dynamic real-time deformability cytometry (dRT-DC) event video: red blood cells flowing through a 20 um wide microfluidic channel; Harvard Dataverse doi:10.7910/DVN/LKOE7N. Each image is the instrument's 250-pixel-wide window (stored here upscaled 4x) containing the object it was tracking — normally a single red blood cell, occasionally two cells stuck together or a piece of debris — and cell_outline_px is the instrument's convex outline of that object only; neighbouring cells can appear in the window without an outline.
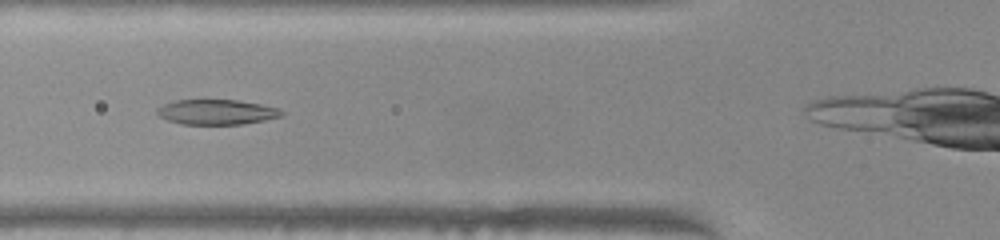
{"species": "common noctule bat (a hibernating species)", "species_latin": "Nyctalus noctula", "temperature_condition": "warm", "stored_images_in_passage": 8, "camera_frame_rate_fps": 3000, "um_per_image_px": 0.085, "animal": {"sex": "female", "body_mass_g": 22.0, "forearm_length_mm": 56.7}, "frame": {"image": 1, "passage_image": 6, "time_ms": 1.667, "image_size_px": [1000, 240], "cell_outline_px": [[284, 116], [244, 124], [180, 124], [168, 120], [160, 116], [156, 112], [156, 108], [164, 104], [176, 100], [236, 100], [260, 104], [276, 108], [284, 112]], "centroid_in_image_um": [18.41, 9.53], "position_along_channel_um": 107.4, "area_um2": 18.09}}